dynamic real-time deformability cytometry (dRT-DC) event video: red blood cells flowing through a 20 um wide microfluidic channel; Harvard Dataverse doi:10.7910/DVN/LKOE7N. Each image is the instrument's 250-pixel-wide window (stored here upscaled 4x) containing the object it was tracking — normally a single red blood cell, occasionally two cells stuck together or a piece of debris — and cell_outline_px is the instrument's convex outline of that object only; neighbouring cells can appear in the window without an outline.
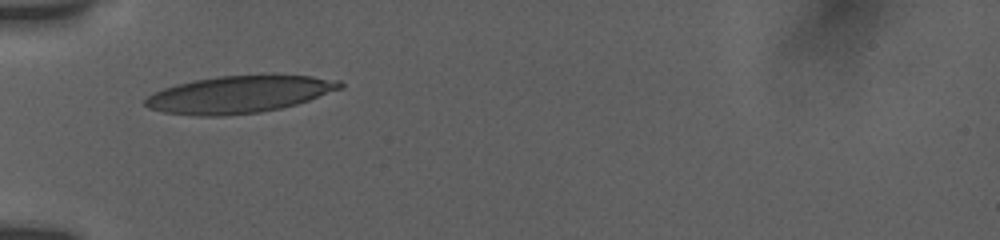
{"species": "human", "species_latin": "Homo sapiens", "temperature_condition": "room temperature", "stored_images_in_passage": 12, "camera_frame_rate_fps": 3000, "um_per_image_px": 0.085, "donor": {"sex": "female"}, "frame": {"image": 1, "passage_image": 1, "time_ms": 0.0, "image_size_px": [1000, 240], "cell_outline_px": [[344, 88], [296, 104], [280, 108], [260, 112], [224, 116], [196, 116], [164, 112], [148, 108], [144, 104], [144, 100], [152, 92], [176, 84], [216, 76], [272, 72], [312, 76], [340, 80], [344, 84]], "centroid_in_image_um": [20.38, 7.98], "position_along_channel_um": 64.6, "area_um2": 43.29}}
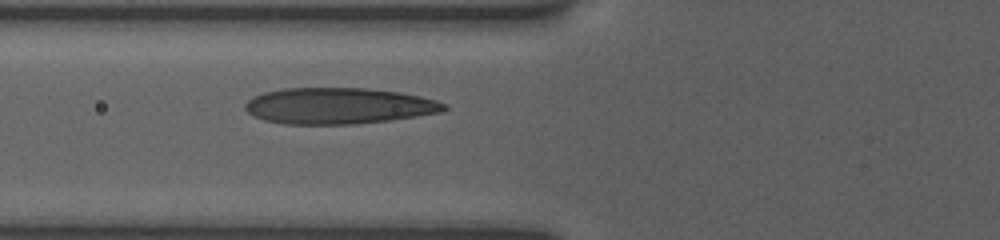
{"frame": {"image": 2, "passage_image": 5, "time_ms": 1.0, "image_size_px": [1000, 240], "cell_outline_px": [[448, 108], [440, 112], [416, 116], [388, 120], [352, 124], [284, 124], [264, 120], [252, 116], [244, 108], [244, 104], [252, 96], [264, 92], [284, 88], [368, 88], [400, 92], [420, 96], [436, 100], [444, 104]], "centroid_in_image_um": [28.73, 8.99], "position_along_channel_um": 97.1, "area_um2": 41.96}}
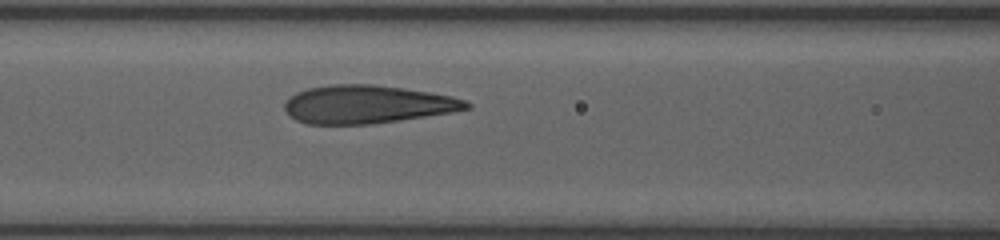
{"frame": {"image": 3, "passage_image": 10, "time_ms": 2.0, "image_size_px": [1000, 240], "cell_outline_px": [[472, 108], [452, 112], [372, 124], [308, 124], [296, 120], [284, 108], [284, 104], [288, 96], [296, 92], [308, 88], [332, 84], [372, 84], [404, 88], [452, 96], [464, 100], [472, 104]], "centroid_in_image_um": [31.21, 8.86], "position_along_channel_um": 135.4, "area_um2": 40.4}}